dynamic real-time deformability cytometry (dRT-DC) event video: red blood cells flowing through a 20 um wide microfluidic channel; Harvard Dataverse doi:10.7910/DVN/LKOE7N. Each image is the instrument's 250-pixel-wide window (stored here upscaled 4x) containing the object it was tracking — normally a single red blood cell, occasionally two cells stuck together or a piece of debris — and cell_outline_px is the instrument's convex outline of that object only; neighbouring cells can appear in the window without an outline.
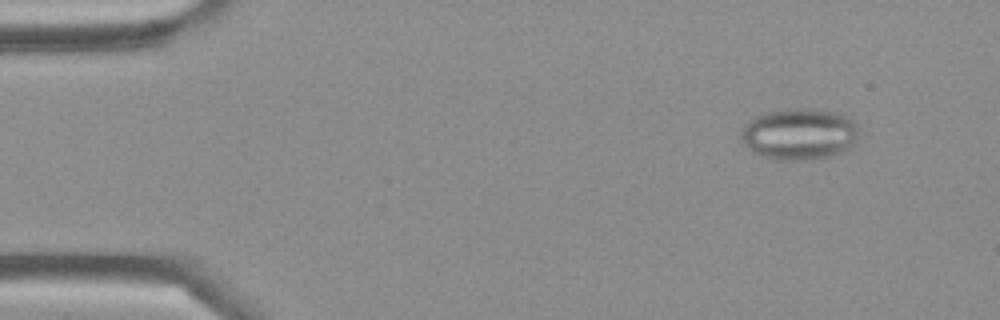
{"species": "Egyptian fruit bat (a non-hibernating species)", "species_latin": "Rousettus aegyptiacus", "temperature_condition": "cold", "stored_images_in_passage": 32, "camera_frame_rate_fps": 3000, "um_per_image_px": 0.085, "frame": {"image": 1, "passage_image": 5, "time_ms": 1.333, "image_size_px": [1000, 320], "cell_outline_px": [[860, 132], [856, 140], [848, 148], [832, 156], [812, 160], [776, 160], [752, 152], [744, 144], [740, 136], [748, 120], [756, 116], [768, 112], [792, 108], [804, 108], [832, 112], [856, 120], [860, 128]], "centroid_in_image_um": [67.96, 11.41], "position_along_channel_um": 17.0, "area_um2": 35.43}}
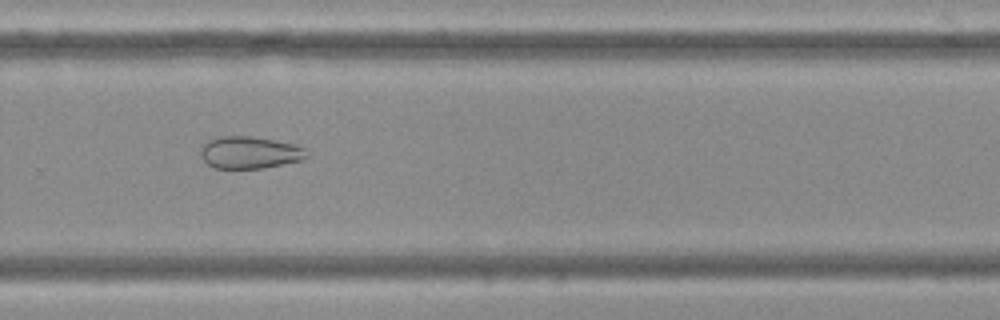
{"frame": {"image": 2, "passage_image": 32, "time_ms": 10.333, "image_size_px": [1000, 320], "cell_outline_px": [[308, 156], [304, 160], [264, 168], [216, 168], [208, 164], [200, 156], [200, 148], [208, 140], [220, 136], [252, 136], [292, 144], [304, 148]], "centroid_in_image_um": [21.21, 12.97], "position_along_channel_um": 308.6, "area_um2": 19.83}}